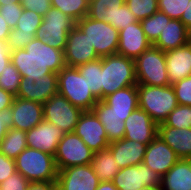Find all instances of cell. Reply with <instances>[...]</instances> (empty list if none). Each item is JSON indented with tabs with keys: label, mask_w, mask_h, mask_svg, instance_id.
<instances>
[{
	"label": "cell",
	"mask_w": 191,
	"mask_h": 190,
	"mask_svg": "<svg viewBox=\"0 0 191 190\" xmlns=\"http://www.w3.org/2000/svg\"><path fill=\"white\" fill-rule=\"evenodd\" d=\"M10 62L21 77L42 78L46 74L59 73L65 66L64 51L41 42L37 36L24 49L13 50Z\"/></svg>",
	"instance_id": "1"
},
{
	"label": "cell",
	"mask_w": 191,
	"mask_h": 190,
	"mask_svg": "<svg viewBox=\"0 0 191 190\" xmlns=\"http://www.w3.org/2000/svg\"><path fill=\"white\" fill-rule=\"evenodd\" d=\"M16 171L31 182H56L58 169L53 155L25 148L15 159Z\"/></svg>",
	"instance_id": "2"
},
{
	"label": "cell",
	"mask_w": 191,
	"mask_h": 190,
	"mask_svg": "<svg viewBox=\"0 0 191 190\" xmlns=\"http://www.w3.org/2000/svg\"><path fill=\"white\" fill-rule=\"evenodd\" d=\"M139 108L146 111L158 125L163 123L179 104L172 85L147 86L137 84Z\"/></svg>",
	"instance_id": "3"
},
{
	"label": "cell",
	"mask_w": 191,
	"mask_h": 190,
	"mask_svg": "<svg viewBox=\"0 0 191 190\" xmlns=\"http://www.w3.org/2000/svg\"><path fill=\"white\" fill-rule=\"evenodd\" d=\"M132 85H137L133 59L118 54L102 57V100Z\"/></svg>",
	"instance_id": "4"
},
{
	"label": "cell",
	"mask_w": 191,
	"mask_h": 190,
	"mask_svg": "<svg viewBox=\"0 0 191 190\" xmlns=\"http://www.w3.org/2000/svg\"><path fill=\"white\" fill-rule=\"evenodd\" d=\"M58 94L82 111H92L99 101L88 88L86 78L77 67L65 66L58 73Z\"/></svg>",
	"instance_id": "5"
},
{
	"label": "cell",
	"mask_w": 191,
	"mask_h": 190,
	"mask_svg": "<svg viewBox=\"0 0 191 190\" xmlns=\"http://www.w3.org/2000/svg\"><path fill=\"white\" fill-rule=\"evenodd\" d=\"M137 84L147 86H169L165 52L153 45L135 60Z\"/></svg>",
	"instance_id": "6"
},
{
	"label": "cell",
	"mask_w": 191,
	"mask_h": 190,
	"mask_svg": "<svg viewBox=\"0 0 191 190\" xmlns=\"http://www.w3.org/2000/svg\"><path fill=\"white\" fill-rule=\"evenodd\" d=\"M76 25L87 35L100 58L117 54L119 31L111 24L85 16Z\"/></svg>",
	"instance_id": "7"
},
{
	"label": "cell",
	"mask_w": 191,
	"mask_h": 190,
	"mask_svg": "<svg viewBox=\"0 0 191 190\" xmlns=\"http://www.w3.org/2000/svg\"><path fill=\"white\" fill-rule=\"evenodd\" d=\"M76 22L57 8L51 9L43 16L37 36L41 42L58 49L65 50L68 33Z\"/></svg>",
	"instance_id": "8"
},
{
	"label": "cell",
	"mask_w": 191,
	"mask_h": 190,
	"mask_svg": "<svg viewBox=\"0 0 191 190\" xmlns=\"http://www.w3.org/2000/svg\"><path fill=\"white\" fill-rule=\"evenodd\" d=\"M93 153L75 132L64 133L54 156L57 169L91 164Z\"/></svg>",
	"instance_id": "9"
},
{
	"label": "cell",
	"mask_w": 191,
	"mask_h": 190,
	"mask_svg": "<svg viewBox=\"0 0 191 190\" xmlns=\"http://www.w3.org/2000/svg\"><path fill=\"white\" fill-rule=\"evenodd\" d=\"M81 109L72 105L64 96L56 94L43 104L44 120L59 127L64 133L75 131Z\"/></svg>",
	"instance_id": "10"
},
{
	"label": "cell",
	"mask_w": 191,
	"mask_h": 190,
	"mask_svg": "<svg viewBox=\"0 0 191 190\" xmlns=\"http://www.w3.org/2000/svg\"><path fill=\"white\" fill-rule=\"evenodd\" d=\"M94 46L91 45L87 35L75 25L68 33L66 47L64 50V60L68 67H78L99 59Z\"/></svg>",
	"instance_id": "11"
},
{
	"label": "cell",
	"mask_w": 191,
	"mask_h": 190,
	"mask_svg": "<svg viewBox=\"0 0 191 190\" xmlns=\"http://www.w3.org/2000/svg\"><path fill=\"white\" fill-rule=\"evenodd\" d=\"M112 182L118 190H138L145 186H160L161 176L140 163L120 169Z\"/></svg>",
	"instance_id": "12"
},
{
	"label": "cell",
	"mask_w": 191,
	"mask_h": 190,
	"mask_svg": "<svg viewBox=\"0 0 191 190\" xmlns=\"http://www.w3.org/2000/svg\"><path fill=\"white\" fill-rule=\"evenodd\" d=\"M58 74L50 73L42 78L21 77L17 97L44 104L58 94Z\"/></svg>",
	"instance_id": "13"
},
{
	"label": "cell",
	"mask_w": 191,
	"mask_h": 190,
	"mask_svg": "<svg viewBox=\"0 0 191 190\" xmlns=\"http://www.w3.org/2000/svg\"><path fill=\"white\" fill-rule=\"evenodd\" d=\"M74 132L93 152H98L109 147L104 126L93 111H83Z\"/></svg>",
	"instance_id": "14"
},
{
	"label": "cell",
	"mask_w": 191,
	"mask_h": 190,
	"mask_svg": "<svg viewBox=\"0 0 191 190\" xmlns=\"http://www.w3.org/2000/svg\"><path fill=\"white\" fill-rule=\"evenodd\" d=\"M56 182L58 190H96L100 183L91 164L59 170Z\"/></svg>",
	"instance_id": "15"
},
{
	"label": "cell",
	"mask_w": 191,
	"mask_h": 190,
	"mask_svg": "<svg viewBox=\"0 0 191 190\" xmlns=\"http://www.w3.org/2000/svg\"><path fill=\"white\" fill-rule=\"evenodd\" d=\"M180 158L158 135L147 145L143 163L161 177Z\"/></svg>",
	"instance_id": "16"
},
{
	"label": "cell",
	"mask_w": 191,
	"mask_h": 190,
	"mask_svg": "<svg viewBox=\"0 0 191 190\" xmlns=\"http://www.w3.org/2000/svg\"><path fill=\"white\" fill-rule=\"evenodd\" d=\"M124 122L126 139L148 145L158 134V125L139 107Z\"/></svg>",
	"instance_id": "17"
},
{
	"label": "cell",
	"mask_w": 191,
	"mask_h": 190,
	"mask_svg": "<svg viewBox=\"0 0 191 190\" xmlns=\"http://www.w3.org/2000/svg\"><path fill=\"white\" fill-rule=\"evenodd\" d=\"M63 136L64 132L59 127L42 120L37 126L26 131L27 146L55 156Z\"/></svg>",
	"instance_id": "18"
},
{
	"label": "cell",
	"mask_w": 191,
	"mask_h": 190,
	"mask_svg": "<svg viewBox=\"0 0 191 190\" xmlns=\"http://www.w3.org/2000/svg\"><path fill=\"white\" fill-rule=\"evenodd\" d=\"M152 46L145 36L140 21L119 31L117 54L135 60Z\"/></svg>",
	"instance_id": "19"
},
{
	"label": "cell",
	"mask_w": 191,
	"mask_h": 190,
	"mask_svg": "<svg viewBox=\"0 0 191 190\" xmlns=\"http://www.w3.org/2000/svg\"><path fill=\"white\" fill-rule=\"evenodd\" d=\"M12 128L29 131L37 126L43 117V104L15 97L12 106Z\"/></svg>",
	"instance_id": "20"
},
{
	"label": "cell",
	"mask_w": 191,
	"mask_h": 190,
	"mask_svg": "<svg viewBox=\"0 0 191 190\" xmlns=\"http://www.w3.org/2000/svg\"><path fill=\"white\" fill-rule=\"evenodd\" d=\"M146 147V144L123 138L109 143L108 149L115 158V163L122 169L143 163Z\"/></svg>",
	"instance_id": "21"
},
{
	"label": "cell",
	"mask_w": 191,
	"mask_h": 190,
	"mask_svg": "<svg viewBox=\"0 0 191 190\" xmlns=\"http://www.w3.org/2000/svg\"><path fill=\"white\" fill-rule=\"evenodd\" d=\"M167 75L170 84L191 75V42L165 52Z\"/></svg>",
	"instance_id": "22"
},
{
	"label": "cell",
	"mask_w": 191,
	"mask_h": 190,
	"mask_svg": "<svg viewBox=\"0 0 191 190\" xmlns=\"http://www.w3.org/2000/svg\"><path fill=\"white\" fill-rule=\"evenodd\" d=\"M92 111L104 126L108 142L123 139L125 136V120L128 116H120L113 111L103 100H99Z\"/></svg>",
	"instance_id": "23"
},
{
	"label": "cell",
	"mask_w": 191,
	"mask_h": 190,
	"mask_svg": "<svg viewBox=\"0 0 191 190\" xmlns=\"http://www.w3.org/2000/svg\"><path fill=\"white\" fill-rule=\"evenodd\" d=\"M180 159H191V129L158 126L157 134Z\"/></svg>",
	"instance_id": "24"
},
{
	"label": "cell",
	"mask_w": 191,
	"mask_h": 190,
	"mask_svg": "<svg viewBox=\"0 0 191 190\" xmlns=\"http://www.w3.org/2000/svg\"><path fill=\"white\" fill-rule=\"evenodd\" d=\"M189 41V29L180 20L171 19L153 46L166 52L179 48Z\"/></svg>",
	"instance_id": "25"
},
{
	"label": "cell",
	"mask_w": 191,
	"mask_h": 190,
	"mask_svg": "<svg viewBox=\"0 0 191 190\" xmlns=\"http://www.w3.org/2000/svg\"><path fill=\"white\" fill-rule=\"evenodd\" d=\"M161 190H191V159H179L161 177Z\"/></svg>",
	"instance_id": "26"
},
{
	"label": "cell",
	"mask_w": 191,
	"mask_h": 190,
	"mask_svg": "<svg viewBox=\"0 0 191 190\" xmlns=\"http://www.w3.org/2000/svg\"><path fill=\"white\" fill-rule=\"evenodd\" d=\"M103 101L120 116H130L139 107L137 85L128 86L106 96Z\"/></svg>",
	"instance_id": "27"
},
{
	"label": "cell",
	"mask_w": 191,
	"mask_h": 190,
	"mask_svg": "<svg viewBox=\"0 0 191 190\" xmlns=\"http://www.w3.org/2000/svg\"><path fill=\"white\" fill-rule=\"evenodd\" d=\"M115 162V158L108 148L93 153L91 166L100 182L113 180L120 170Z\"/></svg>",
	"instance_id": "28"
},
{
	"label": "cell",
	"mask_w": 191,
	"mask_h": 190,
	"mask_svg": "<svg viewBox=\"0 0 191 190\" xmlns=\"http://www.w3.org/2000/svg\"><path fill=\"white\" fill-rule=\"evenodd\" d=\"M125 0H89L87 17L105 21L115 28V14Z\"/></svg>",
	"instance_id": "29"
},
{
	"label": "cell",
	"mask_w": 191,
	"mask_h": 190,
	"mask_svg": "<svg viewBox=\"0 0 191 190\" xmlns=\"http://www.w3.org/2000/svg\"><path fill=\"white\" fill-rule=\"evenodd\" d=\"M93 95L102 100V57L77 67Z\"/></svg>",
	"instance_id": "30"
},
{
	"label": "cell",
	"mask_w": 191,
	"mask_h": 190,
	"mask_svg": "<svg viewBox=\"0 0 191 190\" xmlns=\"http://www.w3.org/2000/svg\"><path fill=\"white\" fill-rule=\"evenodd\" d=\"M27 147L26 131L8 128L0 144V152L8 158L15 159Z\"/></svg>",
	"instance_id": "31"
},
{
	"label": "cell",
	"mask_w": 191,
	"mask_h": 190,
	"mask_svg": "<svg viewBox=\"0 0 191 190\" xmlns=\"http://www.w3.org/2000/svg\"><path fill=\"white\" fill-rule=\"evenodd\" d=\"M170 20V17L158 10L152 16L140 21L145 36L152 45L157 41L161 32Z\"/></svg>",
	"instance_id": "32"
},
{
	"label": "cell",
	"mask_w": 191,
	"mask_h": 190,
	"mask_svg": "<svg viewBox=\"0 0 191 190\" xmlns=\"http://www.w3.org/2000/svg\"><path fill=\"white\" fill-rule=\"evenodd\" d=\"M51 6L77 22L87 16L89 0H51Z\"/></svg>",
	"instance_id": "33"
},
{
	"label": "cell",
	"mask_w": 191,
	"mask_h": 190,
	"mask_svg": "<svg viewBox=\"0 0 191 190\" xmlns=\"http://www.w3.org/2000/svg\"><path fill=\"white\" fill-rule=\"evenodd\" d=\"M158 126L191 129V105H178L171 111L167 119Z\"/></svg>",
	"instance_id": "34"
},
{
	"label": "cell",
	"mask_w": 191,
	"mask_h": 190,
	"mask_svg": "<svg viewBox=\"0 0 191 190\" xmlns=\"http://www.w3.org/2000/svg\"><path fill=\"white\" fill-rule=\"evenodd\" d=\"M42 20L43 16L37 14L35 11L23 9L14 29L19 33H33L37 37L39 26L41 25Z\"/></svg>",
	"instance_id": "35"
},
{
	"label": "cell",
	"mask_w": 191,
	"mask_h": 190,
	"mask_svg": "<svg viewBox=\"0 0 191 190\" xmlns=\"http://www.w3.org/2000/svg\"><path fill=\"white\" fill-rule=\"evenodd\" d=\"M21 74L17 68L9 62L0 75V88L17 97L20 86Z\"/></svg>",
	"instance_id": "36"
},
{
	"label": "cell",
	"mask_w": 191,
	"mask_h": 190,
	"mask_svg": "<svg viewBox=\"0 0 191 190\" xmlns=\"http://www.w3.org/2000/svg\"><path fill=\"white\" fill-rule=\"evenodd\" d=\"M125 3L138 21L146 19L158 11L157 0H125Z\"/></svg>",
	"instance_id": "37"
},
{
	"label": "cell",
	"mask_w": 191,
	"mask_h": 190,
	"mask_svg": "<svg viewBox=\"0 0 191 190\" xmlns=\"http://www.w3.org/2000/svg\"><path fill=\"white\" fill-rule=\"evenodd\" d=\"M190 0H157L158 10L171 19L180 20Z\"/></svg>",
	"instance_id": "38"
},
{
	"label": "cell",
	"mask_w": 191,
	"mask_h": 190,
	"mask_svg": "<svg viewBox=\"0 0 191 190\" xmlns=\"http://www.w3.org/2000/svg\"><path fill=\"white\" fill-rule=\"evenodd\" d=\"M22 11L23 6L21 4V1L15 3L10 1V4L0 5V14L11 29H14L16 27Z\"/></svg>",
	"instance_id": "39"
},
{
	"label": "cell",
	"mask_w": 191,
	"mask_h": 190,
	"mask_svg": "<svg viewBox=\"0 0 191 190\" xmlns=\"http://www.w3.org/2000/svg\"><path fill=\"white\" fill-rule=\"evenodd\" d=\"M178 104L191 105V75L172 84Z\"/></svg>",
	"instance_id": "40"
},
{
	"label": "cell",
	"mask_w": 191,
	"mask_h": 190,
	"mask_svg": "<svg viewBox=\"0 0 191 190\" xmlns=\"http://www.w3.org/2000/svg\"><path fill=\"white\" fill-rule=\"evenodd\" d=\"M36 36L33 33L24 34L19 33L15 29H11L7 38V45L9 51L24 49L26 45L32 41Z\"/></svg>",
	"instance_id": "41"
},
{
	"label": "cell",
	"mask_w": 191,
	"mask_h": 190,
	"mask_svg": "<svg viewBox=\"0 0 191 190\" xmlns=\"http://www.w3.org/2000/svg\"><path fill=\"white\" fill-rule=\"evenodd\" d=\"M29 184L30 182L16 171L4 182L0 183V190H27Z\"/></svg>",
	"instance_id": "42"
},
{
	"label": "cell",
	"mask_w": 191,
	"mask_h": 190,
	"mask_svg": "<svg viewBox=\"0 0 191 190\" xmlns=\"http://www.w3.org/2000/svg\"><path fill=\"white\" fill-rule=\"evenodd\" d=\"M138 22L137 18L129 10L126 3L121 6L115 14V28L120 31L130 24Z\"/></svg>",
	"instance_id": "43"
},
{
	"label": "cell",
	"mask_w": 191,
	"mask_h": 190,
	"mask_svg": "<svg viewBox=\"0 0 191 190\" xmlns=\"http://www.w3.org/2000/svg\"><path fill=\"white\" fill-rule=\"evenodd\" d=\"M23 9L35 11L44 16L51 9V0H21Z\"/></svg>",
	"instance_id": "44"
},
{
	"label": "cell",
	"mask_w": 191,
	"mask_h": 190,
	"mask_svg": "<svg viewBox=\"0 0 191 190\" xmlns=\"http://www.w3.org/2000/svg\"><path fill=\"white\" fill-rule=\"evenodd\" d=\"M14 172H16L15 160L0 152V183L4 182Z\"/></svg>",
	"instance_id": "45"
},
{
	"label": "cell",
	"mask_w": 191,
	"mask_h": 190,
	"mask_svg": "<svg viewBox=\"0 0 191 190\" xmlns=\"http://www.w3.org/2000/svg\"><path fill=\"white\" fill-rule=\"evenodd\" d=\"M8 128H12V109H6L0 112V144L4 140Z\"/></svg>",
	"instance_id": "46"
},
{
	"label": "cell",
	"mask_w": 191,
	"mask_h": 190,
	"mask_svg": "<svg viewBox=\"0 0 191 190\" xmlns=\"http://www.w3.org/2000/svg\"><path fill=\"white\" fill-rule=\"evenodd\" d=\"M10 53L7 41L0 40V75L5 66L10 62Z\"/></svg>",
	"instance_id": "47"
},
{
	"label": "cell",
	"mask_w": 191,
	"mask_h": 190,
	"mask_svg": "<svg viewBox=\"0 0 191 190\" xmlns=\"http://www.w3.org/2000/svg\"><path fill=\"white\" fill-rule=\"evenodd\" d=\"M14 98L15 96L0 88V112L9 109L13 104Z\"/></svg>",
	"instance_id": "48"
},
{
	"label": "cell",
	"mask_w": 191,
	"mask_h": 190,
	"mask_svg": "<svg viewBox=\"0 0 191 190\" xmlns=\"http://www.w3.org/2000/svg\"><path fill=\"white\" fill-rule=\"evenodd\" d=\"M27 190H58L57 182H31Z\"/></svg>",
	"instance_id": "49"
},
{
	"label": "cell",
	"mask_w": 191,
	"mask_h": 190,
	"mask_svg": "<svg viewBox=\"0 0 191 190\" xmlns=\"http://www.w3.org/2000/svg\"><path fill=\"white\" fill-rule=\"evenodd\" d=\"M10 30L11 28L8 26L7 22L4 20V18L0 14V40L1 41H7Z\"/></svg>",
	"instance_id": "50"
},
{
	"label": "cell",
	"mask_w": 191,
	"mask_h": 190,
	"mask_svg": "<svg viewBox=\"0 0 191 190\" xmlns=\"http://www.w3.org/2000/svg\"><path fill=\"white\" fill-rule=\"evenodd\" d=\"M180 21L188 28H191V0L188 3L186 11L183 12Z\"/></svg>",
	"instance_id": "51"
},
{
	"label": "cell",
	"mask_w": 191,
	"mask_h": 190,
	"mask_svg": "<svg viewBox=\"0 0 191 190\" xmlns=\"http://www.w3.org/2000/svg\"><path fill=\"white\" fill-rule=\"evenodd\" d=\"M96 190H118L112 181L100 182Z\"/></svg>",
	"instance_id": "52"
},
{
	"label": "cell",
	"mask_w": 191,
	"mask_h": 190,
	"mask_svg": "<svg viewBox=\"0 0 191 190\" xmlns=\"http://www.w3.org/2000/svg\"><path fill=\"white\" fill-rule=\"evenodd\" d=\"M138 190H161L160 186H145L143 188H140Z\"/></svg>",
	"instance_id": "53"
},
{
	"label": "cell",
	"mask_w": 191,
	"mask_h": 190,
	"mask_svg": "<svg viewBox=\"0 0 191 190\" xmlns=\"http://www.w3.org/2000/svg\"><path fill=\"white\" fill-rule=\"evenodd\" d=\"M10 1L15 3V2H18V1H21V0H0V5L10 4Z\"/></svg>",
	"instance_id": "54"
},
{
	"label": "cell",
	"mask_w": 191,
	"mask_h": 190,
	"mask_svg": "<svg viewBox=\"0 0 191 190\" xmlns=\"http://www.w3.org/2000/svg\"><path fill=\"white\" fill-rule=\"evenodd\" d=\"M189 40L191 42V28L189 29Z\"/></svg>",
	"instance_id": "55"
}]
</instances>
